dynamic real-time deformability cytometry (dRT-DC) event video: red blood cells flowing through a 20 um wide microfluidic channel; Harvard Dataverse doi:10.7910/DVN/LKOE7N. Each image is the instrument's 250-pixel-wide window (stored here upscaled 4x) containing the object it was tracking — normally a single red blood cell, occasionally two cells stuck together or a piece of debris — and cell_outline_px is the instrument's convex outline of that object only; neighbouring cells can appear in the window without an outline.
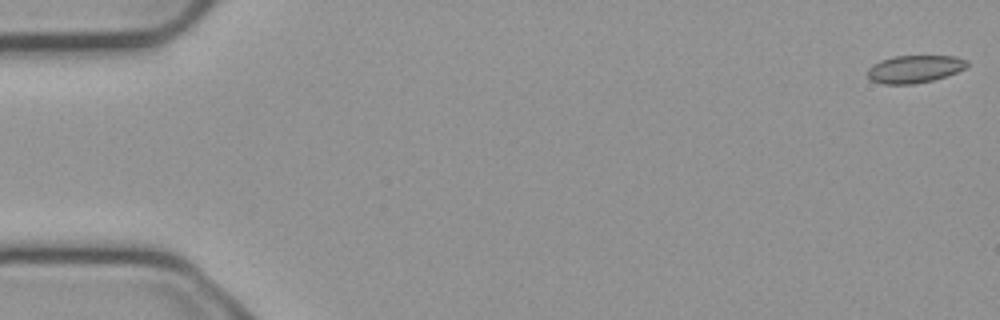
{"species": "common noctule bat (a hibernating species)", "species_latin": "Nyctalus noctula", "temperature_condition": "cold", "stored_images_in_passage": 3, "camera_frame_rate_fps": 3000, "um_per_image_px": 0.085, "animal": {"sex": "male", "body_mass_g": 23.1, "forearm_length_mm": 52.7}, "frame": {"image": 1, "passage_image": 1, "time_ms": 0.0, "image_size_px": [1000, 320], "cell_outline_px": [[968, 64], [964, 68], [956, 72], [932, 80], [912, 84], [884, 84], [872, 80], [868, 76], [868, 68], [872, 64], [880, 60], [892, 56], [956, 56], [968, 60]], "centroid_in_image_um": [77.72, 5.85], "position_along_channel_um": 7.3, "area_um2": 15.9}}
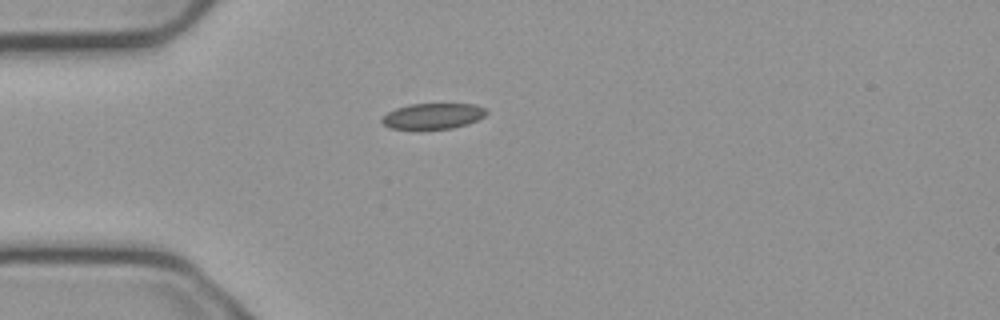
{"frame": {"image": 2, "passage_image": 2, "time_ms": 0.333, "image_size_px": [1000, 320], "cell_outline_px": [[488, 112], [484, 116], [468, 124], [452, 128], [388, 128], [380, 120], [388, 112], [396, 108], [408, 104], [476, 104], [484, 108]], "centroid_in_image_um": [36.81, 9.85], "position_along_channel_um": 48.2, "area_um2": 15.43}}